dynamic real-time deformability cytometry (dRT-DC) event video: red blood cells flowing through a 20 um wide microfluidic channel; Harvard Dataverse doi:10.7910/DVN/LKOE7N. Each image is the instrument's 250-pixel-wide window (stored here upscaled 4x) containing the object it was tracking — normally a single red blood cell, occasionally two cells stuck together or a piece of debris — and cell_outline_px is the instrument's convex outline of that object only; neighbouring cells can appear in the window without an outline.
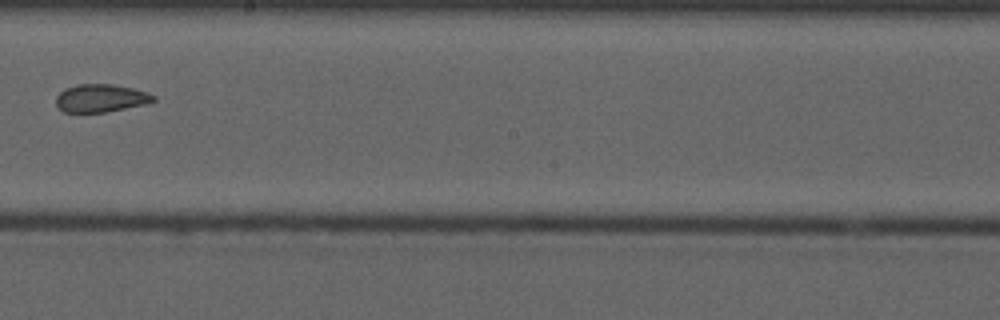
{"species": "common noctule bat (a hibernating species)", "species_latin": "Nyctalus noctula", "temperature_condition": "cold", "stored_images_in_passage": 10, "camera_frame_rate_fps": 3000, "um_per_image_px": 0.085, "animal": {"sex": "male", "forearm_length_mm": 52.5}, "frame": {"image": 1, "passage_image": 10, "time_ms": 11.667, "image_size_px": [1000, 320], "cell_outline_px": [[156, 100], [144, 104], [104, 112], [64, 112], [56, 104], [56, 96], [60, 92], [76, 84], [112, 84], [132, 88], [148, 92], [156, 96]], "centroid_in_image_um": [8.58, 8.33], "position_along_channel_um": 239.6, "area_um2": 15.66}}